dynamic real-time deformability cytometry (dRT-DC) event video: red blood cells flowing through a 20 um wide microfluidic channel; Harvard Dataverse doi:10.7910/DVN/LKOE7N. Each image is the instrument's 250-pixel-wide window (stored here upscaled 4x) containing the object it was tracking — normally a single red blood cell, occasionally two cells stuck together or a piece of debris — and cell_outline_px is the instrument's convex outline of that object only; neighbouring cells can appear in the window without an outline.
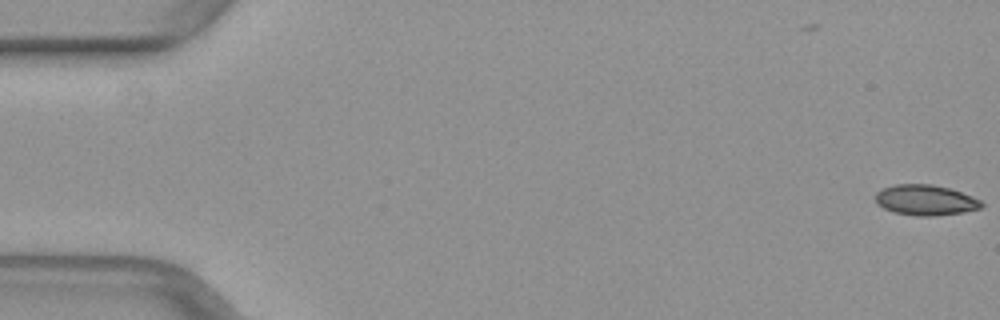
{"species": "common noctule bat (a hibernating species)", "species_latin": "Nyctalus noctula", "temperature_condition": "warm", "stored_images_in_passage": 3, "camera_frame_rate_fps": 3000, "um_per_image_px": 0.085, "animal": {"sex": "female", "body_mass_g": 29.2, "forearm_length_mm": 56.3}, "frame": {"image": 1, "passage_image": 3, "time_ms": 0.667, "image_size_px": [1000, 320], "cell_outline_px": [[984, 204], [980, 208], [964, 212], [936, 216], [916, 216], [892, 212], [876, 204], [876, 192], [884, 188], [896, 184], [932, 184], [948, 188], [972, 196], [980, 200]], "centroid_in_image_um": [78.65, 17.02], "position_along_channel_um": 6.3, "area_um2": 18.84}}